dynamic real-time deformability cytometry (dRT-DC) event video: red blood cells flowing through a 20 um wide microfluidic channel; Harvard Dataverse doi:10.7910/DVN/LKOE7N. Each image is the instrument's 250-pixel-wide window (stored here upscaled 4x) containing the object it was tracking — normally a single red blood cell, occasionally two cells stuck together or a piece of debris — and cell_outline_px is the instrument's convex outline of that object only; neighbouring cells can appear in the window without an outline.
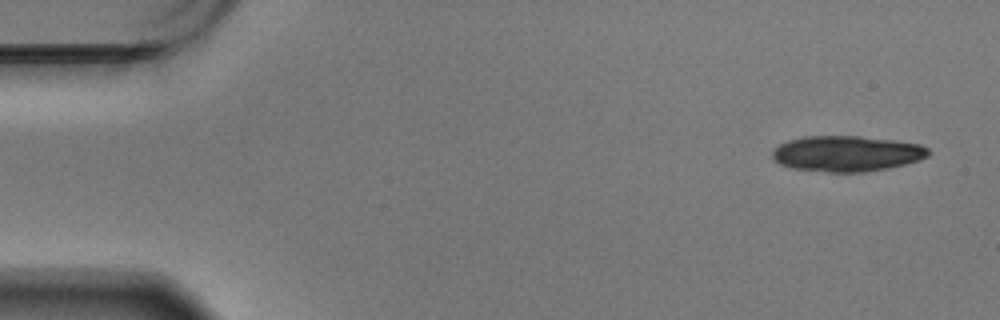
{"species": "Egyptian fruit bat (a non-hibernating species)", "species_latin": "Rousettus aegyptiacus", "temperature_condition": "warm", "stored_images_in_passage": 57, "segment_of_instrument_passage": [1, 2], "camera_frame_rate_fps": 3000, "um_per_image_px": 0.085, "animal": {"sex": "male"}, "frame": {"image": 1, "passage_image": 1, "time_ms": 0.0, "image_size_px": [1000, 320], "cell_outline_px": [[932, 152], [928, 156], [920, 160], [888, 168], [864, 172], [828, 172], [792, 168], [780, 164], [772, 156], [772, 152], [780, 144], [788, 140], [804, 136], [860, 136], [896, 140], [920, 144], [928, 148]], "centroid_in_image_um": [72.01, 13.05], "position_along_channel_um": 13.0, "area_um2": 32.54}}